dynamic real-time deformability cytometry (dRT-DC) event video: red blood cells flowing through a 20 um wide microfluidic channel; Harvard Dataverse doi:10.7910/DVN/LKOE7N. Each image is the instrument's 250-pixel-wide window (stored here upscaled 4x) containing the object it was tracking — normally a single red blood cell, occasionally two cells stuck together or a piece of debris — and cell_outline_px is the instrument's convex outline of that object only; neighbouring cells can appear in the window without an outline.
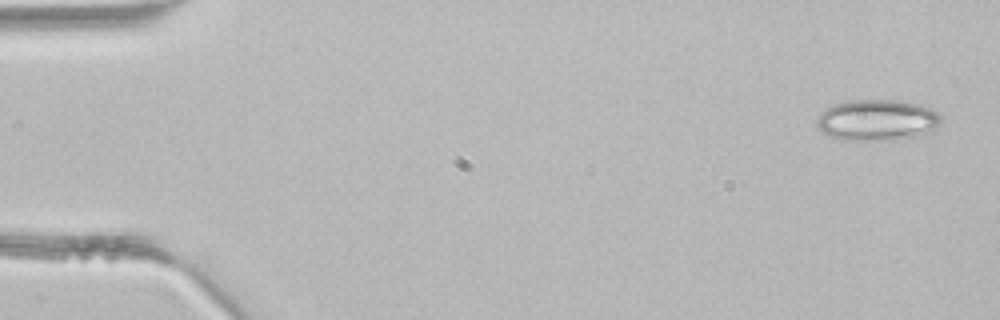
{"species": "common noctule bat (a hibernating species)", "species_latin": "Nyctalus noctula", "temperature_condition": "room temperature", "stored_images_in_passage": 4, "camera_frame_rate_fps": 3000, "um_per_image_px": 0.085, "animal": {"sex": "male", "body_mass_g": 21.5, "forearm_length_mm": 52.0}, "frame": {"image": 1, "passage_image": 1, "time_ms": 0.0, "image_size_px": [1000, 320], "cell_outline_px": [[940, 124], [932, 132], [912, 136], [876, 140], [840, 140], [828, 136], [820, 132], [816, 124], [816, 120], [820, 112], [832, 104], [848, 100], [900, 100], [920, 104], [932, 108], [940, 116]], "centroid_in_image_um": [74.5, 10.19], "position_along_channel_um": 10.5, "area_um2": 30.0}}